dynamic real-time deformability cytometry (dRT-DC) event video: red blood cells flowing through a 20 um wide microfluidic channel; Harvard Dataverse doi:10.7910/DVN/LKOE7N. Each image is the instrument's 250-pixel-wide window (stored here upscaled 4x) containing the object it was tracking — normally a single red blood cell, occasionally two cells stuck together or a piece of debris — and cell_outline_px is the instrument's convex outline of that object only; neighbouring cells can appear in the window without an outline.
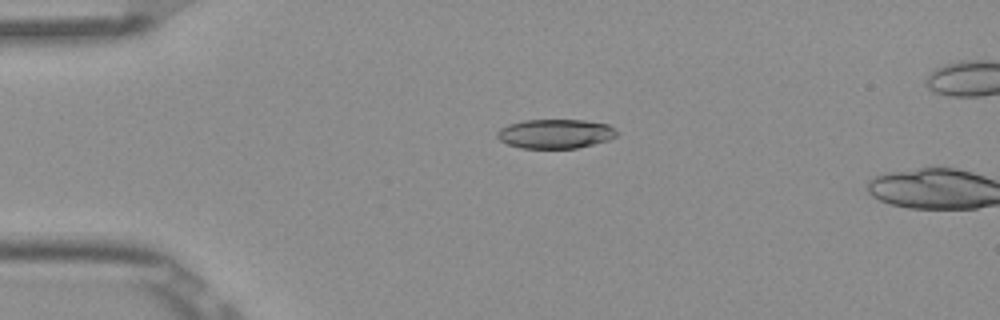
{"species": "Egyptian fruit bat (a non-hibernating species)", "species_latin": "Rousettus aegyptiacus", "temperature_condition": "room temperature", "stored_images_in_passage": 14, "camera_frame_rate_fps": 3000, "um_per_image_px": 0.085, "frame": {"image": 1, "passage_image": 12, "time_ms": 3.667, "image_size_px": [1000, 320], "cell_outline_px": [[616, 136], [608, 140], [576, 148], [520, 148], [508, 144], [500, 140], [496, 136], [496, 132], [500, 128], [508, 124], [524, 120], [584, 120], [608, 124], [616, 132]], "centroid_in_image_um": [47.16, 11.36], "position_along_channel_um": 37.8, "area_um2": 20.29}}